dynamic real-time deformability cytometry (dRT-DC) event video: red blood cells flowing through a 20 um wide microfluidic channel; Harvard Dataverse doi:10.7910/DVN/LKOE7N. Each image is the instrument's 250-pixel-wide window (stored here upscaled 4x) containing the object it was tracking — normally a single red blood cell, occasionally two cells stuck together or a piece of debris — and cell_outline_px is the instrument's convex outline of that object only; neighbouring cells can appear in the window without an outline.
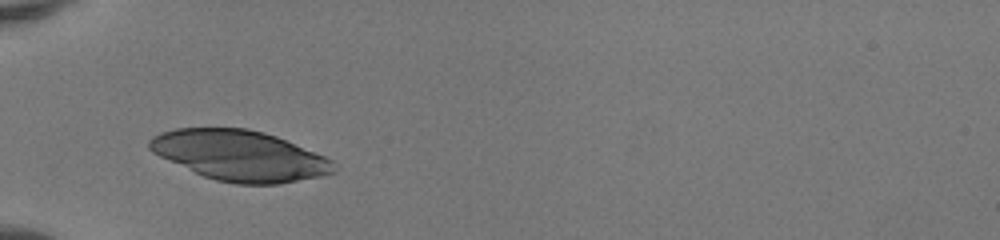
{"species": "human", "species_latin": "Homo sapiens", "temperature_condition": "room temperature", "stored_images_in_passage": 29, "camera_frame_rate_fps": 3000, "um_per_image_px": 0.085, "donor": {"sex": "female"}, "frame": {"image": 1, "passage_image": 1, "time_ms": 0.0, "image_size_px": [1000, 240], "cell_outline_px": [[336, 172], [320, 176], [276, 184], [236, 184], [216, 180], [204, 176], [160, 156], [152, 152], [148, 148], [148, 140], [152, 136], [160, 132], [176, 128], [248, 128], [264, 132], [276, 136], [324, 156], [332, 160]], "centroid_in_image_um": [20.35, 13.21], "position_along_channel_um": 64.6, "area_um2": 53.7}}
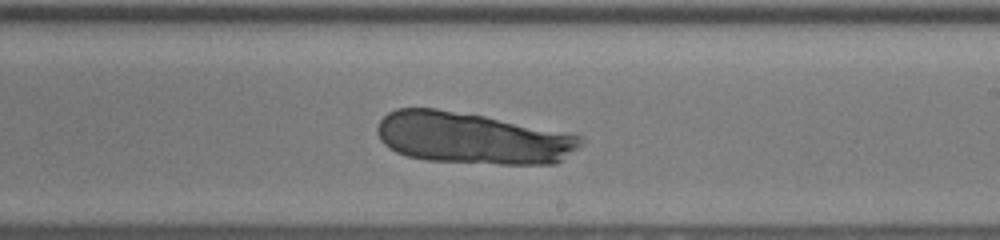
{"frame": {"image": 2, "passage_image": 15, "time_ms": 4.667, "image_size_px": [1000, 240], "cell_outline_px": [[584, 136], [580, 144], [576, 148], [556, 164], [500, 164], [424, 160], [408, 156], [396, 152], [388, 148], [380, 140], [376, 132], [376, 128], [380, 120], [388, 112], [396, 108], [436, 108], [484, 116], [572, 132]], "centroid_in_image_um": [40.14, 11.73], "position_along_channel_um": 248.9, "area_um2": 61.5}}
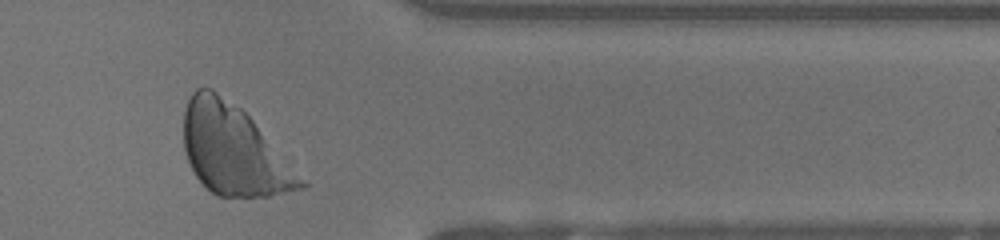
{"frame": {"image": 3, "passage_image": 26, "time_ms": 8.333, "image_size_px": [1000, 240], "cell_outline_px": [[308, 188], [268, 196], [216, 196], [196, 176], [188, 160], [184, 148], [184, 108], [192, 92], [196, 88], [212, 88], [240, 108], [252, 120], [308, 184]], "centroid_in_image_um": [19.84, 12.76], "position_along_channel_um": 391.6, "area_um2": 60.4}}